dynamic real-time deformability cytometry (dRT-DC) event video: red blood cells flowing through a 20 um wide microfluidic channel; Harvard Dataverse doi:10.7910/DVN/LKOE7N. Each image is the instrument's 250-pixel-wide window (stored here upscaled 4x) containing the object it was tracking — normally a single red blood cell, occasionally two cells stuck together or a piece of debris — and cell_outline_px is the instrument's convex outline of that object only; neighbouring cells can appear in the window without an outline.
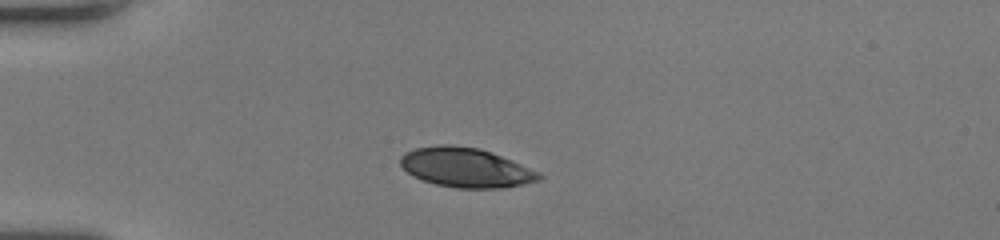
{"species": "human", "species_latin": "Homo sapiens", "temperature_condition": "room temperature", "stored_images_in_passage": 39, "camera_frame_rate_fps": 3000, "um_per_image_px": 0.085, "donor": {"sex": "female"}, "frame": {"image": 1, "passage_image": 1, "time_ms": 0.0, "image_size_px": [1000, 240], "cell_outline_px": [[544, 176], [540, 180], [504, 188], [456, 188], [436, 184], [420, 180], [412, 176], [400, 164], [400, 156], [404, 152], [416, 148], [444, 144], [448, 144], [480, 148], [512, 160], [540, 172]], "centroid_in_image_um": [39.59, 14.24], "position_along_channel_um": 45.4, "area_um2": 32.02}}
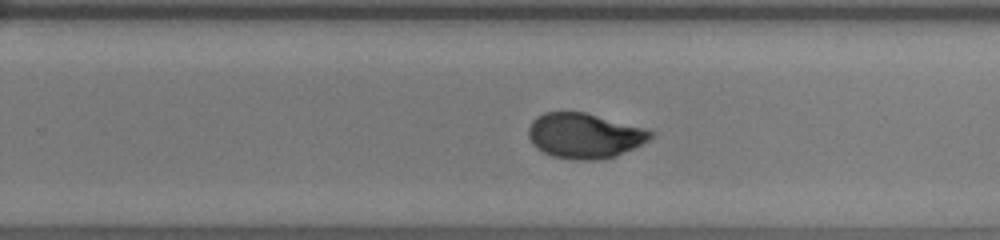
{"frame": {"image": 2, "passage_image": 21, "time_ms": 6.667, "image_size_px": [1000, 240], "cell_outline_px": [[656, 132], [648, 140], [616, 156], [604, 160], [572, 160], [552, 156], [536, 148], [532, 144], [528, 136], [528, 128], [532, 120], [536, 116], [544, 112], [584, 112], [644, 128]], "centroid_in_image_um": [49.64, 11.54], "position_along_channel_um": 280.2, "area_um2": 32.19}}
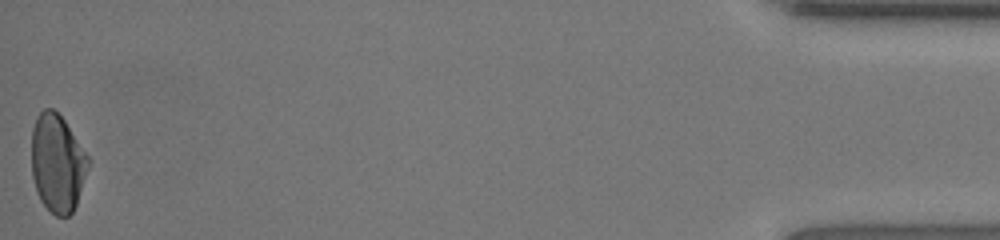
{"frame": {"image": 3, "passage_image": 39, "time_ms": 12.667, "image_size_px": [1000, 240], "cell_outline_px": [[88, 168], [76, 204], [72, 212], [68, 216], [56, 216], [40, 200], [36, 192], [32, 176], [32, 128], [36, 116], [44, 108], [52, 108], [64, 120], [88, 156]], "centroid_in_image_um": [4.85, 13.86], "position_along_channel_um": 430.3, "area_um2": 32.02}, "authors_computed_cell_mechanics": {"area_um2": 32.5992, "velocity_mm_per_s": 4.003, "shape_relaxation_time_tau1_ms": 5.0198, "shape_relaxation_time_tau2_ms": 1.0239, "deformation_change_tau1": 0.1887, "deformation_change_tau2": 0.0407}}